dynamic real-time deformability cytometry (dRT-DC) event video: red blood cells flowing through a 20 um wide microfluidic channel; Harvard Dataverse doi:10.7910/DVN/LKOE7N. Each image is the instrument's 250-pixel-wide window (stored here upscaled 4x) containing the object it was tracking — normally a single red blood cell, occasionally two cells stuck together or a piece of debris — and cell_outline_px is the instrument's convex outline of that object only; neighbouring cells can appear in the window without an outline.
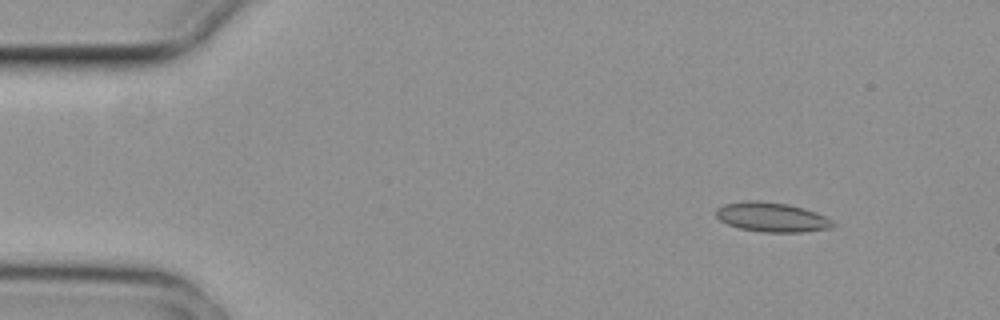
{"species": "common noctule bat (a hibernating species)", "species_latin": "Nyctalus noctula", "temperature_condition": "cold", "stored_images_in_passage": 7, "camera_frame_rate_fps": 3000, "um_per_image_px": 0.085, "animal": {"sex": "female", "body_mass_g": 29.2, "forearm_length_mm": 56.3}, "frame": {"image": 1, "passage_image": 1, "time_ms": 0.0, "image_size_px": [1000, 320], "cell_outline_px": [[836, 224], [832, 228], [800, 232], [764, 232], [740, 228], [728, 224], [720, 220], [716, 216], [716, 208], [724, 204], [748, 200], [756, 200], [788, 204], [804, 208], [816, 212], [832, 220]], "centroid_in_image_um": [65.61, 18.45], "position_along_channel_um": 19.4, "area_um2": 20.06}}
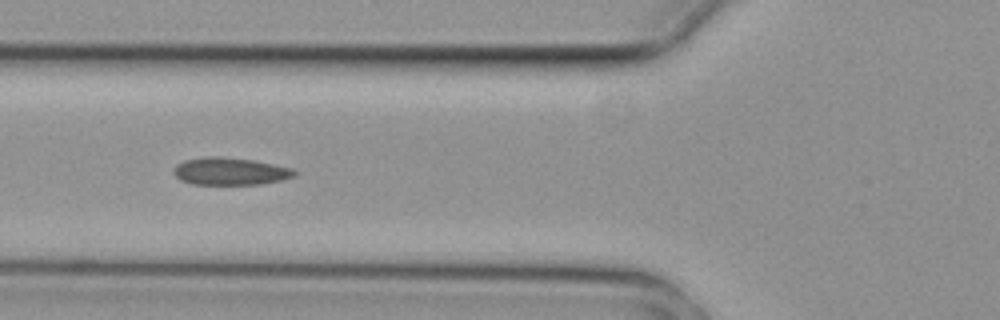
{"frame": {"image": 2, "passage_image": 5, "time_ms": 1.333, "image_size_px": [1000, 320], "cell_outline_px": [[296, 176], [280, 180], [260, 184], [192, 184], [180, 180], [172, 172], [172, 168], [176, 164], [184, 160], [208, 156], [216, 156], [252, 160], [292, 168], [296, 172]], "centroid_in_image_um": [19.51, 14.56], "position_along_channel_um": 106.3, "area_um2": 19.25}}
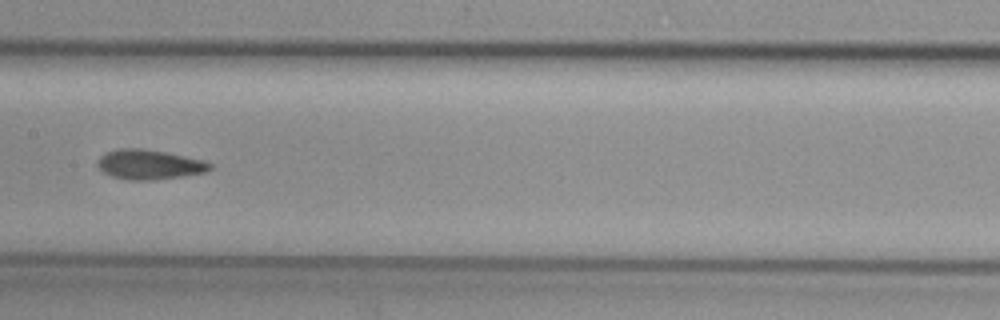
{"frame": {"image": 3, "passage_image": 7, "time_ms": 2.0, "image_size_px": [1000, 320], "cell_outline_px": [[212, 168], [204, 172], [184, 176], [152, 180], [128, 180], [112, 176], [104, 172], [96, 164], [100, 156], [104, 152], [120, 148], [140, 148], [164, 152], [204, 160], [212, 164]], "centroid_in_image_um": [12.67, 13.98], "position_along_channel_um": 194.7, "area_um2": 19.42}}